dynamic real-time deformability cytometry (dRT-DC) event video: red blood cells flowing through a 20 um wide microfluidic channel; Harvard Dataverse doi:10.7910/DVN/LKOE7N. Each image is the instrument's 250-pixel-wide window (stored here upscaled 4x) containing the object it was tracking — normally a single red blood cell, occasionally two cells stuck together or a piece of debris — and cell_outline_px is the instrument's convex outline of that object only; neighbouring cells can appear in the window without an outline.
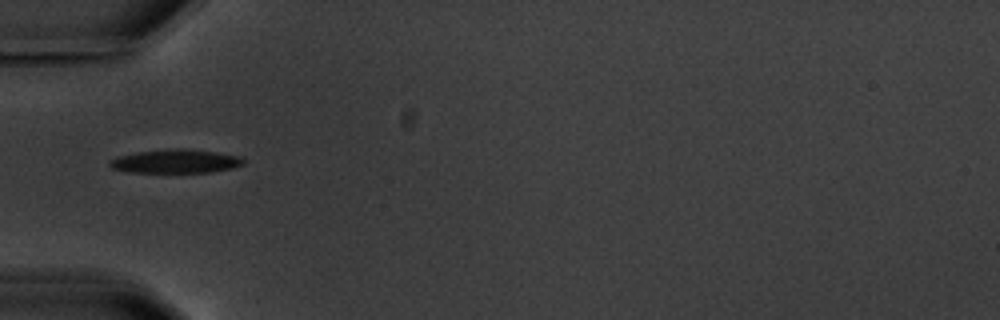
{"species": "common noctule bat (a hibernating species)", "species_latin": "Nyctalus noctula", "temperature_condition": "warm", "stored_images_in_passage": 3, "camera_frame_rate_fps": 3000, "um_per_image_px": 0.085, "animal": {"sex": "male", "body_mass_g": 20.1, "forearm_length_mm": 53.5}, "frame": {"image": 1, "passage_image": 1, "time_ms": 0.0, "image_size_px": [1000, 320], "cell_outline_px": [[244, 164], [232, 168], [208, 172], [128, 172], [112, 168], [108, 164], [112, 160], [120, 156], [136, 152], [164, 148], [188, 148], [216, 152], [240, 156], [244, 160]], "centroid_in_image_um": [14.94, 13.69], "position_along_channel_um": 70.1, "area_um2": 18.5}}